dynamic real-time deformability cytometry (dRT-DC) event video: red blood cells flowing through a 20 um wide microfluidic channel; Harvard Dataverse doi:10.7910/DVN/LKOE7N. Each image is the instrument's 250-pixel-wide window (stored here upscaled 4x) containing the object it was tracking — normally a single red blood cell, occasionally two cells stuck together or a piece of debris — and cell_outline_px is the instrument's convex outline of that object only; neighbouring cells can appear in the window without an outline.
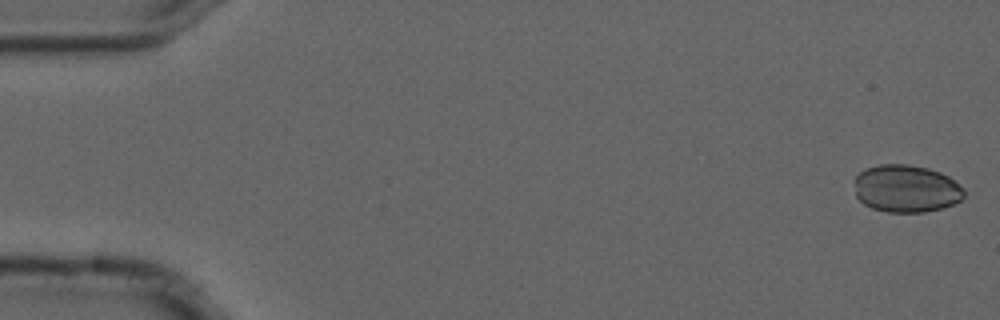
{"species": "common noctule bat (a hibernating species)", "species_latin": "Nyctalus noctula", "temperature_condition": "cold", "stored_images_in_passage": 6, "camera_frame_rate_fps": 3000, "um_per_image_px": 0.085, "animal": {"sex": "male", "forearm_length_mm": 52.5}, "frame": {"image": 1, "passage_image": 1, "time_ms": 0.0, "image_size_px": [1000, 320], "cell_outline_px": [[964, 196], [960, 200], [952, 204], [940, 208], [924, 212], [888, 212], [872, 208], [864, 204], [856, 196], [856, 176], [864, 168], [880, 164], [908, 164], [928, 168], [940, 172], [948, 176], [964, 188]], "centroid_in_image_um": [77.02, 16.02], "position_along_channel_um": 8.0, "area_um2": 30.29}}